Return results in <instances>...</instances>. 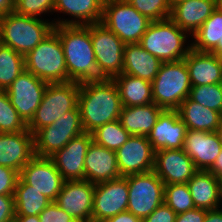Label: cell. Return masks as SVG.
<instances>
[{
  "label": "cell",
  "mask_w": 222,
  "mask_h": 222,
  "mask_svg": "<svg viewBox=\"0 0 222 222\" xmlns=\"http://www.w3.org/2000/svg\"><path fill=\"white\" fill-rule=\"evenodd\" d=\"M208 171L212 173L216 178H219L220 180L222 179V150L216 158L215 163Z\"/></svg>",
  "instance_id": "cell-47"
},
{
  "label": "cell",
  "mask_w": 222,
  "mask_h": 222,
  "mask_svg": "<svg viewBox=\"0 0 222 222\" xmlns=\"http://www.w3.org/2000/svg\"><path fill=\"white\" fill-rule=\"evenodd\" d=\"M103 222H142V220L137 218L131 212L124 211L115 215L114 217L106 219Z\"/></svg>",
  "instance_id": "cell-45"
},
{
  "label": "cell",
  "mask_w": 222,
  "mask_h": 222,
  "mask_svg": "<svg viewBox=\"0 0 222 222\" xmlns=\"http://www.w3.org/2000/svg\"><path fill=\"white\" fill-rule=\"evenodd\" d=\"M18 178V171L0 166V195L14 196Z\"/></svg>",
  "instance_id": "cell-41"
},
{
  "label": "cell",
  "mask_w": 222,
  "mask_h": 222,
  "mask_svg": "<svg viewBox=\"0 0 222 222\" xmlns=\"http://www.w3.org/2000/svg\"><path fill=\"white\" fill-rule=\"evenodd\" d=\"M184 60L192 86L222 83V61L218 55L191 49Z\"/></svg>",
  "instance_id": "cell-24"
},
{
  "label": "cell",
  "mask_w": 222,
  "mask_h": 222,
  "mask_svg": "<svg viewBox=\"0 0 222 222\" xmlns=\"http://www.w3.org/2000/svg\"><path fill=\"white\" fill-rule=\"evenodd\" d=\"M217 7L222 11V0H217Z\"/></svg>",
  "instance_id": "cell-54"
},
{
  "label": "cell",
  "mask_w": 222,
  "mask_h": 222,
  "mask_svg": "<svg viewBox=\"0 0 222 222\" xmlns=\"http://www.w3.org/2000/svg\"><path fill=\"white\" fill-rule=\"evenodd\" d=\"M17 14L0 17V43L24 57L54 30L53 22Z\"/></svg>",
  "instance_id": "cell-3"
},
{
  "label": "cell",
  "mask_w": 222,
  "mask_h": 222,
  "mask_svg": "<svg viewBox=\"0 0 222 222\" xmlns=\"http://www.w3.org/2000/svg\"><path fill=\"white\" fill-rule=\"evenodd\" d=\"M34 156V135L28 129L17 133H0V166L20 173Z\"/></svg>",
  "instance_id": "cell-20"
},
{
  "label": "cell",
  "mask_w": 222,
  "mask_h": 222,
  "mask_svg": "<svg viewBox=\"0 0 222 222\" xmlns=\"http://www.w3.org/2000/svg\"><path fill=\"white\" fill-rule=\"evenodd\" d=\"M78 106L85 132L119 119L122 104L113 79L84 81L80 83Z\"/></svg>",
  "instance_id": "cell-1"
},
{
  "label": "cell",
  "mask_w": 222,
  "mask_h": 222,
  "mask_svg": "<svg viewBox=\"0 0 222 222\" xmlns=\"http://www.w3.org/2000/svg\"><path fill=\"white\" fill-rule=\"evenodd\" d=\"M181 1H184V0H170V4L173 7L176 3H179Z\"/></svg>",
  "instance_id": "cell-53"
},
{
  "label": "cell",
  "mask_w": 222,
  "mask_h": 222,
  "mask_svg": "<svg viewBox=\"0 0 222 222\" xmlns=\"http://www.w3.org/2000/svg\"><path fill=\"white\" fill-rule=\"evenodd\" d=\"M183 150L198 170L208 171L220 154L222 145L216 132L188 130Z\"/></svg>",
  "instance_id": "cell-21"
},
{
  "label": "cell",
  "mask_w": 222,
  "mask_h": 222,
  "mask_svg": "<svg viewBox=\"0 0 222 222\" xmlns=\"http://www.w3.org/2000/svg\"><path fill=\"white\" fill-rule=\"evenodd\" d=\"M139 13L151 21H162L170 18L172 6L170 0H126Z\"/></svg>",
  "instance_id": "cell-38"
},
{
  "label": "cell",
  "mask_w": 222,
  "mask_h": 222,
  "mask_svg": "<svg viewBox=\"0 0 222 222\" xmlns=\"http://www.w3.org/2000/svg\"><path fill=\"white\" fill-rule=\"evenodd\" d=\"M221 180L209 171L198 170L187 182L195 208H219Z\"/></svg>",
  "instance_id": "cell-28"
},
{
  "label": "cell",
  "mask_w": 222,
  "mask_h": 222,
  "mask_svg": "<svg viewBox=\"0 0 222 222\" xmlns=\"http://www.w3.org/2000/svg\"><path fill=\"white\" fill-rule=\"evenodd\" d=\"M27 129V125L12 106L6 90H0V133H17Z\"/></svg>",
  "instance_id": "cell-37"
},
{
  "label": "cell",
  "mask_w": 222,
  "mask_h": 222,
  "mask_svg": "<svg viewBox=\"0 0 222 222\" xmlns=\"http://www.w3.org/2000/svg\"><path fill=\"white\" fill-rule=\"evenodd\" d=\"M91 135L94 143L112 151L123 146L131 136L121 125L119 119L96 128Z\"/></svg>",
  "instance_id": "cell-34"
},
{
  "label": "cell",
  "mask_w": 222,
  "mask_h": 222,
  "mask_svg": "<svg viewBox=\"0 0 222 222\" xmlns=\"http://www.w3.org/2000/svg\"><path fill=\"white\" fill-rule=\"evenodd\" d=\"M217 8V0H184L172 7L170 19L191 36Z\"/></svg>",
  "instance_id": "cell-23"
},
{
  "label": "cell",
  "mask_w": 222,
  "mask_h": 222,
  "mask_svg": "<svg viewBox=\"0 0 222 222\" xmlns=\"http://www.w3.org/2000/svg\"><path fill=\"white\" fill-rule=\"evenodd\" d=\"M15 222H40L38 215L15 216Z\"/></svg>",
  "instance_id": "cell-49"
},
{
  "label": "cell",
  "mask_w": 222,
  "mask_h": 222,
  "mask_svg": "<svg viewBox=\"0 0 222 222\" xmlns=\"http://www.w3.org/2000/svg\"><path fill=\"white\" fill-rule=\"evenodd\" d=\"M151 22L126 0H104L101 23L125 44L139 43Z\"/></svg>",
  "instance_id": "cell-8"
},
{
  "label": "cell",
  "mask_w": 222,
  "mask_h": 222,
  "mask_svg": "<svg viewBox=\"0 0 222 222\" xmlns=\"http://www.w3.org/2000/svg\"><path fill=\"white\" fill-rule=\"evenodd\" d=\"M14 219V196L0 195V222H13Z\"/></svg>",
  "instance_id": "cell-43"
},
{
  "label": "cell",
  "mask_w": 222,
  "mask_h": 222,
  "mask_svg": "<svg viewBox=\"0 0 222 222\" xmlns=\"http://www.w3.org/2000/svg\"><path fill=\"white\" fill-rule=\"evenodd\" d=\"M191 47L198 52H212L222 43V11L217 7L204 24L193 34Z\"/></svg>",
  "instance_id": "cell-32"
},
{
  "label": "cell",
  "mask_w": 222,
  "mask_h": 222,
  "mask_svg": "<svg viewBox=\"0 0 222 222\" xmlns=\"http://www.w3.org/2000/svg\"><path fill=\"white\" fill-rule=\"evenodd\" d=\"M177 214L165 203L158 206L142 222H175Z\"/></svg>",
  "instance_id": "cell-42"
},
{
  "label": "cell",
  "mask_w": 222,
  "mask_h": 222,
  "mask_svg": "<svg viewBox=\"0 0 222 222\" xmlns=\"http://www.w3.org/2000/svg\"><path fill=\"white\" fill-rule=\"evenodd\" d=\"M19 176L49 200L55 201L65 182L50 157L34 156Z\"/></svg>",
  "instance_id": "cell-14"
},
{
  "label": "cell",
  "mask_w": 222,
  "mask_h": 222,
  "mask_svg": "<svg viewBox=\"0 0 222 222\" xmlns=\"http://www.w3.org/2000/svg\"><path fill=\"white\" fill-rule=\"evenodd\" d=\"M94 190L87 180L65 181L54 202L77 222H91Z\"/></svg>",
  "instance_id": "cell-15"
},
{
  "label": "cell",
  "mask_w": 222,
  "mask_h": 222,
  "mask_svg": "<svg viewBox=\"0 0 222 222\" xmlns=\"http://www.w3.org/2000/svg\"><path fill=\"white\" fill-rule=\"evenodd\" d=\"M186 35L190 34L168 18L152 21L138 44L161 62H176L183 60L192 49L191 44L185 46Z\"/></svg>",
  "instance_id": "cell-4"
},
{
  "label": "cell",
  "mask_w": 222,
  "mask_h": 222,
  "mask_svg": "<svg viewBox=\"0 0 222 222\" xmlns=\"http://www.w3.org/2000/svg\"><path fill=\"white\" fill-rule=\"evenodd\" d=\"M128 196V184L124 176L95 184L91 222H103L127 211Z\"/></svg>",
  "instance_id": "cell-13"
},
{
  "label": "cell",
  "mask_w": 222,
  "mask_h": 222,
  "mask_svg": "<svg viewBox=\"0 0 222 222\" xmlns=\"http://www.w3.org/2000/svg\"><path fill=\"white\" fill-rule=\"evenodd\" d=\"M84 169L85 180L93 184L122 177L117 166L116 152L93 141L87 149Z\"/></svg>",
  "instance_id": "cell-22"
},
{
  "label": "cell",
  "mask_w": 222,
  "mask_h": 222,
  "mask_svg": "<svg viewBox=\"0 0 222 222\" xmlns=\"http://www.w3.org/2000/svg\"><path fill=\"white\" fill-rule=\"evenodd\" d=\"M25 70L47 83L68 82L62 43L52 31L25 57Z\"/></svg>",
  "instance_id": "cell-6"
},
{
  "label": "cell",
  "mask_w": 222,
  "mask_h": 222,
  "mask_svg": "<svg viewBox=\"0 0 222 222\" xmlns=\"http://www.w3.org/2000/svg\"><path fill=\"white\" fill-rule=\"evenodd\" d=\"M62 43L68 82L101 80L95 61V53L86 25H59L53 30Z\"/></svg>",
  "instance_id": "cell-2"
},
{
  "label": "cell",
  "mask_w": 222,
  "mask_h": 222,
  "mask_svg": "<svg viewBox=\"0 0 222 222\" xmlns=\"http://www.w3.org/2000/svg\"><path fill=\"white\" fill-rule=\"evenodd\" d=\"M15 0H0V17L14 11Z\"/></svg>",
  "instance_id": "cell-48"
},
{
  "label": "cell",
  "mask_w": 222,
  "mask_h": 222,
  "mask_svg": "<svg viewBox=\"0 0 222 222\" xmlns=\"http://www.w3.org/2000/svg\"><path fill=\"white\" fill-rule=\"evenodd\" d=\"M104 0H55L54 12L69 14L74 19L52 21L59 25H89L99 23L103 16Z\"/></svg>",
  "instance_id": "cell-25"
},
{
  "label": "cell",
  "mask_w": 222,
  "mask_h": 222,
  "mask_svg": "<svg viewBox=\"0 0 222 222\" xmlns=\"http://www.w3.org/2000/svg\"><path fill=\"white\" fill-rule=\"evenodd\" d=\"M204 222H222V210L219 208L206 210Z\"/></svg>",
  "instance_id": "cell-46"
},
{
  "label": "cell",
  "mask_w": 222,
  "mask_h": 222,
  "mask_svg": "<svg viewBox=\"0 0 222 222\" xmlns=\"http://www.w3.org/2000/svg\"><path fill=\"white\" fill-rule=\"evenodd\" d=\"M219 203H221V204H219V208H221L220 207V205H222V179H221V183H220V196H219ZM221 210H222V208H221Z\"/></svg>",
  "instance_id": "cell-52"
},
{
  "label": "cell",
  "mask_w": 222,
  "mask_h": 222,
  "mask_svg": "<svg viewBox=\"0 0 222 222\" xmlns=\"http://www.w3.org/2000/svg\"><path fill=\"white\" fill-rule=\"evenodd\" d=\"M128 184L127 211L142 221L164 203V182L152 170L124 176Z\"/></svg>",
  "instance_id": "cell-10"
},
{
  "label": "cell",
  "mask_w": 222,
  "mask_h": 222,
  "mask_svg": "<svg viewBox=\"0 0 222 222\" xmlns=\"http://www.w3.org/2000/svg\"><path fill=\"white\" fill-rule=\"evenodd\" d=\"M187 131L177 110H164L147 137L155 152L182 149Z\"/></svg>",
  "instance_id": "cell-19"
},
{
  "label": "cell",
  "mask_w": 222,
  "mask_h": 222,
  "mask_svg": "<svg viewBox=\"0 0 222 222\" xmlns=\"http://www.w3.org/2000/svg\"><path fill=\"white\" fill-rule=\"evenodd\" d=\"M216 133H217L220 143L222 145V118H221L220 125H219V128L217 129Z\"/></svg>",
  "instance_id": "cell-51"
},
{
  "label": "cell",
  "mask_w": 222,
  "mask_h": 222,
  "mask_svg": "<svg viewBox=\"0 0 222 222\" xmlns=\"http://www.w3.org/2000/svg\"><path fill=\"white\" fill-rule=\"evenodd\" d=\"M24 70V56L0 43V90H6Z\"/></svg>",
  "instance_id": "cell-33"
},
{
  "label": "cell",
  "mask_w": 222,
  "mask_h": 222,
  "mask_svg": "<svg viewBox=\"0 0 222 222\" xmlns=\"http://www.w3.org/2000/svg\"><path fill=\"white\" fill-rule=\"evenodd\" d=\"M164 203L176 214L195 209L187 183L165 185Z\"/></svg>",
  "instance_id": "cell-35"
},
{
  "label": "cell",
  "mask_w": 222,
  "mask_h": 222,
  "mask_svg": "<svg viewBox=\"0 0 222 222\" xmlns=\"http://www.w3.org/2000/svg\"><path fill=\"white\" fill-rule=\"evenodd\" d=\"M91 142V133L84 132L50 156L65 181L85 180L84 161Z\"/></svg>",
  "instance_id": "cell-18"
},
{
  "label": "cell",
  "mask_w": 222,
  "mask_h": 222,
  "mask_svg": "<svg viewBox=\"0 0 222 222\" xmlns=\"http://www.w3.org/2000/svg\"><path fill=\"white\" fill-rule=\"evenodd\" d=\"M153 171L167 185L187 183L198 169L182 148L156 151Z\"/></svg>",
  "instance_id": "cell-17"
},
{
  "label": "cell",
  "mask_w": 222,
  "mask_h": 222,
  "mask_svg": "<svg viewBox=\"0 0 222 222\" xmlns=\"http://www.w3.org/2000/svg\"><path fill=\"white\" fill-rule=\"evenodd\" d=\"M95 53L98 74L102 79H113L123 71L125 43L101 22L86 25Z\"/></svg>",
  "instance_id": "cell-11"
},
{
  "label": "cell",
  "mask_w": 222,
  "mask_h": 222,
  "mask_svg": "<svg viewBox=\"0 0 222 222\" xmlns=\"http://www.w3.org/2000/svg\"><path fill=\"white\" fill-rule=\"evenodd\" d=\"M113 80L117 85L122 107L153 103L151 82L124 73Z\"/></svg>",
  "instance_id": "cell-30"
},
{
  "label": "cell",
  "mask_w": 222,
  "mask_h": 222,
  "mask_svg": "<svg viewBox=\"0 0 222 222\" xmlns=\"http://www.w3.org/2000/svg\"><path fill=\"white\" fill-rule=\"evenodd\" d=\"M206 210L195 208L180 214H177L175 222H204Z\"/></svg>",
  "instance_id": "cell-44"
},
{
  "label": "cell",
  "mask_w": 222,
  "mask_h": 222,
  "mask_svg": "<svg viewBox=\"0 0 222 222\" xmlns=\"http://www.w3.org/2000/svg\"><path fill=\"white\" fill-rule=\"evenodd\" d=\"M163 111L155 103L122 107L119 121L130 135L148 136Z\"/></svg>",
  "instance_id": "cell-27"
},
{
  "label": "cell",
  "mask_w": 222,
  "mask_h": 222,
  "mask_svg": "<svg viewBox=\"0 0 222 222\" xmlns=\"http://www.w3.org/2000/svg\"><path fill=\"white\" fill-rule=\"evenodd\" d=\"M211 53L218 55L222 61V43H218V46Z\"/></svg>",
  "instance_id": "cell-50"
},
{
  "label": "cell",
  "mask_w": 222,
  "mask_h": 222,
  "mask_svg": "<svg viewBox=\"0 0 222 222\" xmlns=\"http://www.w3.org/2000/svg\"><path fill=\"white\" fill-rule=\"evenodd\" d=\"M161 61L142 48L138 43L126 44L123 53V71L149 82L156 77Z\"/></svg>",
  "instance_id": "cell-26"
},
{
  "label": "cell",
  "mask_w": 222,
  "mask_h": 222,
  "mask_svg": "<svg viewBox=\"0 0 222 222\" xmlns=\"http://www.w3.org/2000/svg\"><path fill=\"white\" fill-rule=\"evenodd\" d=\"M177 111L188 130L216 132L222 118L218 111L204 107L189 97L180 104Z\"/></svg>",
  "instance_id": "cell-29"
},
{
  "label": "cell",
  "mask_w": 222,
  "mask_h": 222,
  "mask_svg": "<svg viewBox=\"0 0 222 222\" xmlns=\"http://www.w3.org/2000/svg\"><path fill=\"white\" fill-rule=\"evenodd\" d=\"M40 222H77L72 216L61 209L54 201L38 215Z\"/></svg>",
  "instance_id": "cell-40"
},
{
  "label": "cell",
  "mask_w": 222,
  "mask_h": 222,
  "mask_svg": "<svg viewBox=\"0 0 222 222\" xmlns=\"http://www.w3.org/2000/svg\"><path fill=\"white\" fill-rule=\"evenodd\" d=\"M121 176L145 173L154 168L155 151L147 136H133L116 151Z\"/></svg>",
  "instance_id": "cell-16"
},
{
  "label": "cell",
  "mask_w": 222,
  "mask_h": 222,
  "mask_svg": "<svg viewBox=\"0 0 222 222\" xmlns=\"http://www.w3.org/2000/svg\"><path fill=\"white\" fill-rule=\"evenodd\" d=\"M84 132L80 108L77 105L53 124L39 129L34 134V153L36 156L50 157L66 146L72 138Z\"/></svg>",
  "instance_id": "cell-9"
},
{
  "label": "cell",
  "mask_w": 222,
  "mask_h": 222,
  "mask_svg": "<svg viewBox=\"0 0 222 222\" xmlns=\"http://www.w3.org/2000/svg\"><path fill=\"white\" fill-rule=\"evenodd\" d=\"M54 6L55 0H15L14 11L20 15L40 19L43 13L54 12Z\"/></svg>",
  "instance_id": "cell-39"
},
{
  "label": "cell",
  "mask_w": 222,
  "mask_h": 222,
  "mask_svg": "<svg viewBox=\"0 0 222 222\" xmlns=\"http://www.w3.org/2000/svg\"><path fill=\"white\" fill-rule=\"evenodd\" d=\"M48 83L24 70L6 89L12 106L27 125L38 109Z\"/></svg>",
  "instance_id": "cell-12"
},
{
  "label": "cell",
  "mask_w": 222,
  "mask_h": 222,
  "mask_svg": "<svg viewBox=\"0 0 222 222\" xmlns=\"http://www.w3.org/2000/svg\"><path fill=\"white\" fill-rule=\"evenodd\" d=\"M151 83L153 103L164 110H177L188 98L192 86L184 59L162 62Z\"/></svg>",
  "instance_id": "cell-5"
},
{
  "label": "cell",
  "mask_w": 222,
  "mask_h": 222,
  "mask_svg": "<svg viewBox=\"0 0 222 222\" xmlns=\"http://www.w3.org/2000/svg\"><path fill=\"white\" fill-rule=\"evenodd\" d=\"M80 83H48L42 101L27 124V129L34 135L39 129L53 124L59 117L78 105Z\"/></svg>",
  "instance_id": "cell-7"
},
{
  "label": "cell",
  "mask_w": 222,
  "mask_h": 222,
  "mask_svg": "<svg viewBox=\"0 0 222 222\" xmlns=\"http://www.w3.org/2000/svg\"><path fill=\"white\" fill-rule=\"evenodd\" d=\"M188 97L222 115V83L191 86Z\"/></svg>",
  "instance_id": "cell-36"
},
{
  "label": "cell",
  "mask_w": 222,
  "mask_h": 222,
  "mask_svg": "<svg viewBox=\"0 0 222 222\" xmlns=\"http://www.w3.org/2000/svg\"><path fill=\"white\" fill-rule=\"evenodd\" d=\"M50 202L19 176L14 193L15 216L39 215Z\"/></svg>",
  "instance_id": "cell-31"
}]
</instances>
